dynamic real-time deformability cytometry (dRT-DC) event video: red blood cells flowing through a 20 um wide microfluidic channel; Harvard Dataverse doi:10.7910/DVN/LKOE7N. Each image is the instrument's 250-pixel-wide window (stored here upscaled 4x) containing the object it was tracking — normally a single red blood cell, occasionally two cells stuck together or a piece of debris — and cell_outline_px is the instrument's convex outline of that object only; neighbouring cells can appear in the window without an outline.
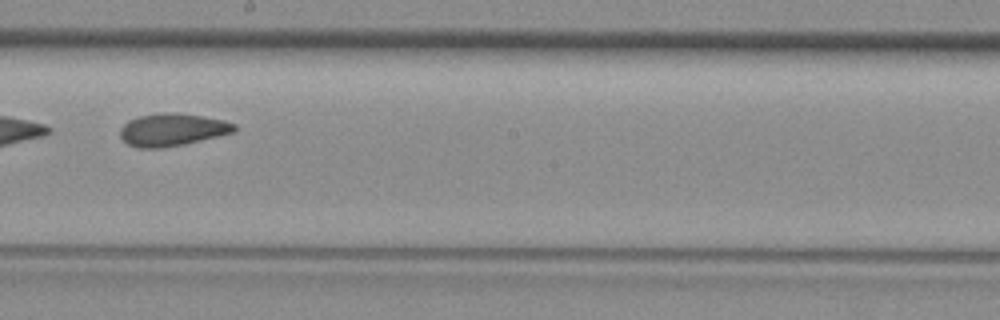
{"species": "common noctule bat (a hibernating species)", "species_latin": "Nyctalus noctula", "temperature_condition": "room temperature", "stored_images_in_passage": 31, "camera_frame_rate_fps": 3000, "um_per_image_px": 0.085, "animal": {"sex": "female", "body_mass_g": 29.2, "forearm_length_mm": 56.3}, "frame": {"image": 1, "passage_image": 14, "time_ms": 4.333, "image_size_px": [1000, 320], "cell_outline_px": [[236, 132], [184, 144], [160, 148], [136, 148], [128, 144], [120, 136], [120, 128], [128, 120], [140, 116], [160, 112], [176, 112], [224, 120], [236, 124]], "centroid_in_image_um": [14.64, 11.02], "position_along_channel_um": 233.6, "area_um2": 21.73}}